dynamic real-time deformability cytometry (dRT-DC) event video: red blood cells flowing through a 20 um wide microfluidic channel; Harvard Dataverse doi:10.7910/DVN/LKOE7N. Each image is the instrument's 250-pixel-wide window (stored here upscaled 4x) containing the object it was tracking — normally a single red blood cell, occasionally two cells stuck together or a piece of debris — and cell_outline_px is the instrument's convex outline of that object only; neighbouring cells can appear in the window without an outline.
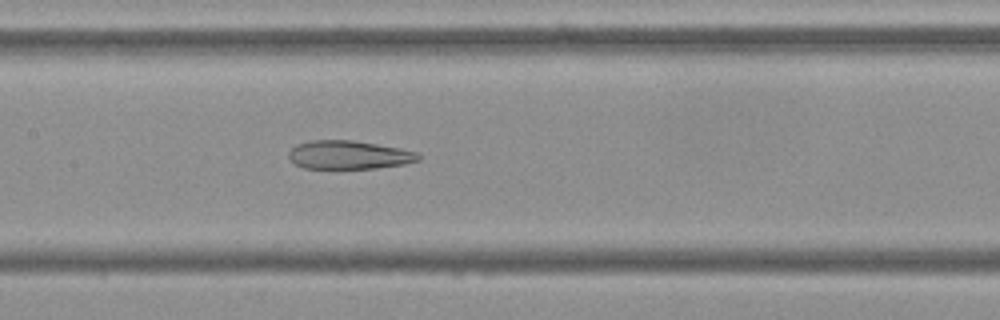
{"species": "Egyptian fruit bat (a non-hibernating species)", "species_latin": "Rousettus aegyptiacus", "temperature_condition": "cold", "stored_images_in_passage": 53, "camera_frame_rate_fps": 3000, "um_per_image_px": 0.085, "frame": {"image": 1, "passage_image": 25, "time_ms": 8.0, "image_size_px": [1000, 320], "cell_outline_px": [[420, 160], [404, 164], [376, 168], [304, 168], [296, 164], [288, 156], [288, 152], [296, 144], [312, 140], [352, 140], [400, 148], [416, 152], [420, 156]], "centroid_in_image_um": [29.65, 13.16], "position_along_channel_um": 177.8, "area_um2": 21.39}}
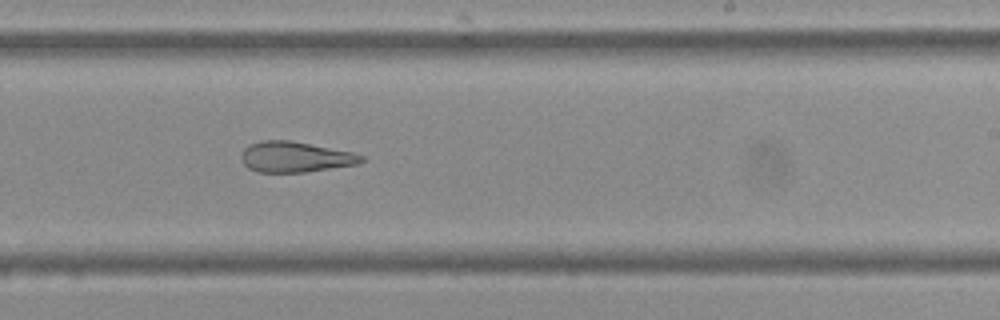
{"frame": {"image": 2, "passage_image": 32, "time_ms": 10.333, "image_size_px": [1000, 320], "cell_outline_px": [[364, 160], [356, 164], [304, 172], [256, 172], [248, 168], [244, 164], [240, 156], [244, 148], [248, 144], [260, 140], [292, 140], [352, 152], [364, 156]], "centroid_in_image_um": [25.04, 13.33], "position_along_channel_um": 264.0, "area_um2": 21.44}}
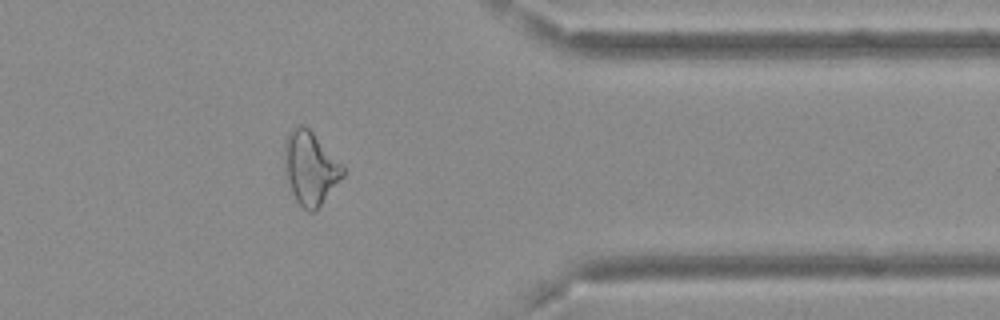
{"frame": {"image": 3, "passage_image": 43, "time_ms": 14.0, "image_size_px": [1000, 320], "cell_outline_px": [[344, 176], [316, 212], [308, 212], [296, 200], [292, 192], [284, 168], [284, 140], [288, 132], [292, 128], [300, 124], [308, 128], [344, 164]], "centroid_in_image_um": [26.39, 14.28], "position_along_channel_um": 385.0, "area_um2": 25.2}, "authors_computed_cell_mechanics": {"area_um2": 26.1256, "velocity_mm_per_s": 3.7072, "shape_relaxation_time_tau1_ms": null, "shape_relaxation_time_tau2_ms": 5.0907, "deformation_change_tau1": null, "deformation_change_tau2": 0.1724}}